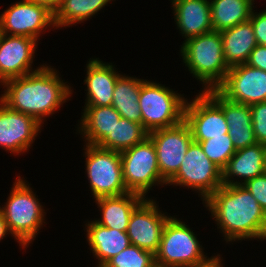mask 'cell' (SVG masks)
Wrapping results in <instances>:
<instances>
[{
  "mask_svg": "<svg viewBox=\"0 0 266 267\" xmlns=\"http://www.w3.org/2000/svg\"><path fill=\"white\" fill-rule=\"evenodd\" d=\"M76 134L82 135L84 144L98 146L112 132L119 112L111 106H83Z\"/></svg>",
  "mask_w": 266,
  "mask_h": 267,
  "instance_id": "603a6c76",
  "label": "cell"
},
{
  "mask_svg": "<svg viewBox=\"0 0 266 267\" xmlns=\"http://www.w3.org/2000/svg\"><path fill=\"white\" fill-rule=\"evenodd\" d=\"M147 79L121 75L114 86L112 106L121 117L142 125L141 109L138 103L141 85Z\"/></svg>",
  "mask_w": 266,
  "mask_h": 267,
  "instance_id": "d4e9b609",
  "label": "cell"
},
{
  "mask_svg": "<svg viewBox=\"0 0 266 267\" xmlns=\"http://www.w3.org/2000/svg\"><path fill=\"white\" fill-rule=\"evenodd\" d=\"M202 204L230 244L266 240V212L243 185H222Z\"/></svg>",
  "mask_w": 266,
  "mask_h": 267,
  "instance_id": "7a4b0ae2",
  "label": "cell"
},
{
  "mask_svg": "<svg viewBox=\"0 0 266 267\" xmlns=\"http://www.w3.org/2000/svg\"><path fill=\"white\" fill-rule=\"evenodd\" d=\"M113 63H106L100 58H90L86 63V99L84 106H111L114 86L119 73Z\"/></svg>",
  "mask_w": 266,
  "mask_h": 267,
  "instance_id": "e0dca14e",
  "label": "cell"
},
{
  "mask_svg": "<svg viewBox=\"0 0 266 267\" xmlns=\"http://www.w3.org/2000/svg\"><path fill=\"white\" fill-rule=\"evenodd\" d=\"M0 22L2 34L30 37L37 41L47 29H56L54 14L46 7L28 0L17 1L4 9L0 14Z\"/></svg>",
  "mask_w": 266,
  "mask_h": 267,
  "instance_id": "30bf717a",
  "label": "cell"
},
{
  "mask_svg": "<svg viewBox=\"0 0 266 267\" xmlns=\"http://www.w3.org/2000/svg\"><path fill=\"white\" fill-rule=\"evenodd\" d=\"M84 226L86 242L94 258L98 260L96 267H102L109 259L131 245L127 232L104 227L94 220L87 221Z\"/></svg>",
  "mask_w": 266,
  "mask_h": 267,
  "instance_id": "7402d4cb",
  "label": "cell"
},
{
  "mask_svg": "<svg viewBox=\"0 0 266 267\" xmlns=\"http://www.w3.org/2000/svg\"><path fill=\"white\" fill-rule=\"evenodd\" d=\"M155 264V255L152 252L130 245L102 267H153Z\"/></svg>",
  "mask_w": 266,
  "mask_h": 267,
  "instance_id": "f546056e",
  "label": "cell"
},
{
  "mask_svg": "<svg viewBox=\"0 0 266 267\" xmlns=\"http://www.w3.org/2000/svg\"><path fill=\"white\" fill-rule=\"evenodd\" d=\"M205 92L222 108L234 148L239 150L257 144L250 106L231 102L217 90Z\"/></svg>",
  "mask_w": 266,
  "mask_h": 267,
  "instance_id": "ac0fdd59",
  "label": "cell"
},
{
  "mask_svg": "<svg viewBox=\"0 0 266 267\" xmlns=\"http://www.w3.org/2000/svg\"><path fill=\"white\" fill-rule=\"evenodd\" d=\"M8 234L11 235L3 214L0 211V241L3 240Z\"/></svg>",
  "mask_w": 266,
  "mask_h": 267,
  "instance_id": "8d00e7d4",
  "label": "cell"
},
{
  "mask_svg": "<svg viewBox=\"0 0 266 267\" xmlns=\"http://www.w3.org/2000/svg\"><path fill=\"white\" fill-rule=\"evenodd\" d=\"M227 100L245 105L266 101V72L239 64L230 67L224 82L216 89Z\"/></svg>",
  "mask_w": 266,
  "mask_h": 267,
  "instance_id": "5bb4252c",
  "label": "cell"
},
{
  "mask_svg": "<svg viewBox=\"0 0 266 267\" xmlns=\"http://www.w3.org/2000/svg\"><path fill=\"white\" fill-rule=\"evenodd\" d=\"M170 3L183 42L213 31L210 0H171Z\"/></svg>",
  "mask_w": 266,
  "mask_h": 267,
  "instance_id": "d6986e66",
  "label": "cell"
},
{
  "mask_svg": "<svg viewBox=\"0 0 266 267\" xmlns=\"http://www.w3.org/2000/svg\"><path fill=\"white\" fill-rule=\"evenodd\" d=\"M83 146L85 174L93 198L96 200L128 193L123 181L120 152L89 144Z\"/></svg>",
  "mask_w": 266,
  "mask_h": 267,
  "instance_id": "52a82bcc",
  "label": "cell"
},
{
  "mask_svg": "<svg viewBox=\"0 0 266 267\" xmlns=\"http://www.w3.org/2000/svg\"><path fill=\"white\" fill-rule=\"evenodd\" d=\"M184 121L188 124L195 142L228 134V125L222 108L206 93L199 91L195 98L186 101Z\"/></svg>",
  "mask_w": 266,
  "mask_h": 267,
  "instance_id": "4fadbf2b",
  "label": "cell"
},
{
  "mask_svg": "<svg viewBox=\"0 0 266 267\" xmlns=\"http://www.w3.org/2000/svg\"><path fill=\"white\" fill-rule=\"evenodd\" d=\"M184 95L164 84L147 79L141 85L138 99L143 128L149 133L181 123L187 101Z\"/></svg>",
  "mask_w": 266,
  "mask_h": 267,
  "instance_id": "5b68a950",
  "label": "cell"
},
{
  "mask_svg": "<svg viewBox=\"0 0 266 267\" xmlns=\"http://www.w3.org/2000/svg\"><path fill=\"white\" fill-rule=\"evenodd\" d=\"M266 212V172L248 180L243 185Z\"/></svg>",
  "mask_w": 266,
  "mask_h": 267,
  "instance_id": "1f68e13d",
  "label": "cell"
},
{
  "mask_svg": "<svg viewBox=\"0 0 266 267\" xmlns=\"http://www.w3.org/2000/svg\"><path fill=\"white\" fill-rule=\"evenodd\" d=\"M59 75L56 68L46 63L25 76L6 80L1 84L4 91L0 94V101L9 109L32 116L43 125L46 117L49 119L72 99V86Z\"/></svg>",
  "mask_w": 266,
  "mask_h": 267,
  "instance_id": "6da1fadb",
  "label": "cell"
},
{
  "mask_svg": "<svg viewBox=\"0 0 266 267\" xmlns=\"http://www.w3.org/2000/svg\"><path fill=\"white\" fill-rule=\"evenodd\" d=\"M120 155L123 181L129 192L148 198L152 187L167 186L160 174L155 145L148 136L141 143L120 152Z\"/></svg>",
  "mask_w": 266,
  "mask_h": 267,
  "instance_id": "ba28073f",
  "label": "cell"
},
{
  "mask_svg": "<svg viewBox=\"0 0 266 267\" xmlns=\"http://www.w3.org/2000/svg\"><path fill=\"white\" fill-rule=\"evenodd\" d=\"M224 58L229 67L245 64L251 51L257 46L250 21L220 32Z\"/></svg>",
  "mask_w": 266,
  "mask_h": 267,
  "instance_id": "cb8c5ba5",
  "label": "cell"
},
{
  "mask_svg": "<svg viewBox=\"0 0 266 267\" xmlns=\"http://www.w3.org/2000/svg\"><path fill=\"white\" fill-rule=\"evenodd\" d=\"M253 131L257 143L266 144V101L250 106Z\"/></svg>",
  "mask_w": 266,
  "mask_h": 267,
  "instance_id": "4dcf8cb0",
  "label": "cell"
},
{
  "mask_svg": "<svg viewBox=\"0 0 266 267\" xmlns=\"http://www.w3.org/2000/svg\"><path fill=\"white\" fill-rule=\"evenodd\" d=\"M23 178L19 175L15 177L7 201L4 206L0 205V211L11 236L25 250L33 244L39 230L46 223V212L29 182Z\"/></svg>",
  "mask_w": 266,
  "mask_h": 267,
  "instance_id": "3957f363",
  "label": "cell"
},
{
  "mask_svg": "<svg viewBox=\"0 0 266 267\" xmlns=\"http://www.w3.org/2000/svg\"><path fill=\"white\" fill-rule=\"evenodd\" d=\"M255 0H210L213 31L221 32L249 21Z\"/></svg>",
  "mask_w": 266,
  "mask_h": 267,
  "instance_id": "484cf974",
  "label": "cell"
},
{
  "mask_svg": "<svg viewBox=\"0 0 266 267\" xmlns=\"http://www.w3.org/2000/svg\"><path fill=\"white\" fill-rule=\"evenodd\" d=\"M198 143L206 156L222 171L227 166L229 159L236 152L228 134H223Z\"/></svg>",
  "mask_w": 266,
  "mask_h": 267,
  "instance_id": "f1b7e54d",
  "label": "cell"
},
{
  "mask_svg": "<svg viewBox=\"0 0 266 267\" xmlns=\"http://www.w3.org/2000/svg\"><path fill=\"white\" fill-rule=\"evenodd\" d=\"M263 147H264V153H265V158H266V144H264Z\"/></svg>",
  "mask_w": 266,
  "mask_h": 267,
  "instance_id": "74e56055",
  "label": "cell"
},
{
  "mask_svg": "<svg viewBox=\"0 0 266 267\" xmlns=\"http://www.w3.org/2000/svg\"><path fill=\"white\" fill-rule=\"evenodd\" d=\"M249 21L253 26L257 44L266 46V9L259 12L253 9Z\"/></svg>",
  "mask_w": 266,
  "mask_h": 267,
  "instance_id": "d6a6232c",
  "label": "cell"
},
{
  "mask_svg": "<svg viewBox=\"0 0 266 267\" xmlns=\"http://www.w3.org/2000/svg\"><path fill=\"white\" fill-rule=\"evenodd\" d=\"M153 267H164V266H159V265H156V264H155Z\"/></svg>",
  "mask_w": 266,
  "mask_h": 267,
  "instance_id": "f35d334b",
  "label": "cell"
},
{
  "mask_svg": "<svg viewBox=\"0 0 266 267\" xmlns=\"http://www.w3.org/2000/svg\"><path fill=\"white\" fill-rule=\"evenodd\" d=\"M168 185L190 188L201 197L203 203L223 185L222 170L206 156L200 144L193 141L177 174L167 183Z\"/></svg>",
  "mask_w": 266,
  "mask_h": 267,
  "instance_id": "9c48e42d",
  "label": "cell"
},
{
  "mask_svg": "<svg viewBox=\"0 0 266 267\" xmlns=\"http://www.w3.org/2000/svg\"><path fill=\"white\" fill-rule=\"evenodd\" d=\"M111 1L116 0H62L54 13L56 30L84 23L97 15Z\"/></svg>",
  "mask_w": 266,
  "mask_h": 267,
  "instance_id": "4316f807",
  "label": "cell"
},
{
  "mask_svg": "<svg viewBox=\"0 0 266 267\" xmlns=\"http://www.w3.org/2000/svg\"><path fill=\"white\" fill-rule=\"evenodd\" d=\"M192 228L183 220L171 216L163 229L155 255V263L164 267H188L209 259ZM206 254V255H205Z\"/></svg>",
  "mask_w": 266,
  "mask_h": 267,
  "instance_id": "8992f818",
  "label": "cell"
},
{
  "mask_svg": "<svg viewBox=\"0 0 266 267\" xmlns=\"http://www.w3.org/2000/svg\"><path fill=\"white\" fill-rule=\"evenodd\" d=\"M36 39L24 36H0V87L9 79L25 76L40 69L43 65L33 68V61L38 49Z\"/></svg>",
  "mask_w": 266,
  "mask_h": 267,
  "instance_id": "2e32d148",
  "label": "cell"
},
{
  "mask_svg": "<svg viewBox=\"0 0 266 267\" xmlns=\"http://www.w3.org/2000/svg\"><path fill=\"white\" fill-rule=\"evenodd\" d=\"M160 209L159 202L149 197L132 212L127 229L131 245L157 252L164 226L171 217Z\"/></svg>",
  "mask_w": 266,
  "mask_h": 267,
  "instance_id": "7c38bea8",
  "label": "cell"
},
{
  "mask_svg": "<svg viewBox=\"0 0 266 267\" xmlns=\"http://www.w3.org/2000/svg\"><path fill=\"white\" fill-rule=\"evenodd\" d=\"M221 256V254L217 253V255L211 256L207 261L201 264L192 265L188 267H224L223 257Z\"/></svg>",
  "mask_w": 266,
  "mask_h": 267,
  "instance_id": "e575fe53",
  "label": "cell"
},
{
  "mask_svg": "<svg viewBox=\"0 0 266 267\" xmlns=\"http://www.w3.org/2000/svg\"><path fill=\"white\" fill-rule=\"evenodd\" d=\"M183 65L202 84V92L216 90L225 80L227 65L220 32L211 31L183 42L180 48Z\"/></svg>",
  "mask_w": 266,
  "mask_h": 267,
  "instance_id": "277c9868",
  "label": "cell"
},
{
  "mask_svg": "<svg viewBox=\"0 0 266 267\" xmlns=\"http://www.w3.org/2000/svg\"><path fill=\"white\" fill-rule=\"evenodd\" d=\"M266 172V158L262 144L236 150L222 171L224 185H244L248 180Z\"/></svg>",
  "mask_w": 266,
  "mask_h": 267,
  "instance_id": "ffe728a7",
  "label": "cell"
},
{
  "mask_svg": "<svg viewBox=\"0 0 266 267\" xmlns=\"http://www.w3.org/2000/svg\"><path fill=\"white\" fill-rule=\"evenodd\" d=\"M148 132L139 123L121 117L112 132L98 145L100 148L122 152L141 143Z\"/></svg>",
  "mask_w": 266,
  "mask_h": 267,
  "instance_id": "83f0119b",
  "label": "cell"
},
{
  "mask_svg": "<svg viewBox=\"0 0 266 267\" xmlns=\"http://www.w3.org/2000/svg\"><path fill=\"white\" fill-rule=\"evenodd\" d=\"M143 196L128 192L118 196L102 197L95 200L101 218L94 221L104 227L127 232L132 212L145 200Z\"/></svg>",
  "mask_w": 266,
  "mask_h": 267,
  "instance_id": "44dd1931",
  "label": "cell"
},
{
  "mask_svg": "<svg viewBox=\"0 0 266 267\" xmlns=\"http://www.w3.org/2000/svg\"><path fill=\"white\" fill-rule=\"evenodd\" d=\"M34 117L13 111L0 101V147L15 156L30 151L42 128Z\"/></svg>",
  "mask_w": 266,
  "mask_h": 267,
  "instance_id": "9a60e30c",
  "label": "cell"
},
{
  "mask_svg": "<svg viewBox=\"0 0 266 267\" xmlns=\"http://www.w3.org/2000/svg\"><path fill=\"white\" fill-rule=\"evenodd\" d=\"M155 145L161 177L168 183L178 172L181 162L194 141L188 124L181 123L148 133Z\"/></svg>",
  "mask_w": 266,
  "mask_h": 267,
  "instance_id": "8fae6325",
  "label": "cell"
},
{
  "mask_svg": "<svg viewBox=\"0 0 266 267\" xmlns=\"http://www.w3.org/2000/svg\"><path fill=\"white\" fill-rule=\"evenodd\" d=\"M245 64L266 72V46L257 44Z\"/></svg>",
  "mask_w": 266,
  "mask_h": 267,
  "instance_id": "836d02e7",
  "label": "cell"
},
{
  "mask_svg": "<svg viewBox=\"0 0 266 267\" xmlns=\"http://www.w3.org/2000/svg\"><path fill=\"white\" fill-rule=\"evenodd\" d=\"M28 1L46 7L53 14L56 12V10L58 9L59 5L62 2V0H28Z\"/></svg>",
  "mask_w": 266,
  "mask_h": 267,
  "instance_id": "d590c367",
  "label": "cell"
}]
</instances>
